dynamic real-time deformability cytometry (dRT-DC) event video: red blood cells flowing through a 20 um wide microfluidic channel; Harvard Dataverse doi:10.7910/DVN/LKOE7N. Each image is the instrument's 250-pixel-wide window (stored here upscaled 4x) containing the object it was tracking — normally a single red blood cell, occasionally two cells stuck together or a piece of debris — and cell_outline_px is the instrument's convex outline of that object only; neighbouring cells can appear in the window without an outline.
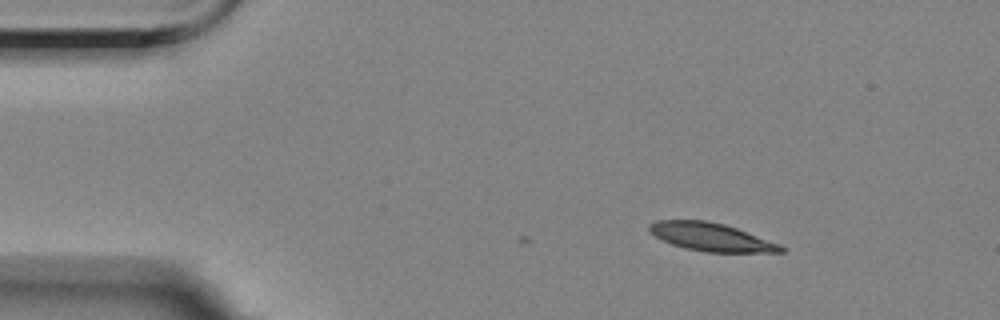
{"species": "Egyptian fruit bat (a non-hibernating species)", "species_latin": "Rousettus aegyptiacus", "temperature_condition": "room temperature", "stored_images_in_passage": 13, "camera_frame_rate_fps": 3000, "um_per_image_px": 0.085, "animal": {"sex": "female"}, "frame": {"image": 1, "passage_image": 1, "time_ms": 0.0, "image_size_px": [1000, 320], "cell_outline_px": [[788, 248], [784, 252], [704, 252], [684, 248], [672, 244], [648, 232], [648, 224], [656, 220], [708, 220], [724, 224], [736, 228], [780, 244]], "centroid_in_image_um": [60.44, 20.14], "position_along_channel_um": 24.6, "area_um2": 21.62}}
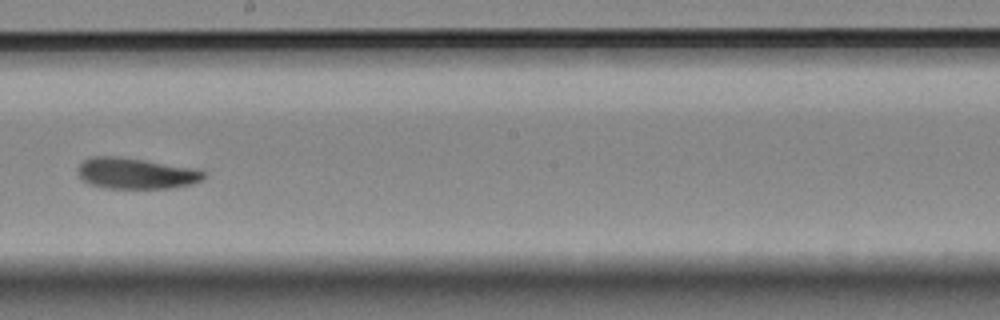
{"frame": {"image": 2, "passage_image": 7, "time_ms": 8.0, "image_size_px": [1000, 320], "cell_outline_px": [[204, 176], [200, 180], [192, 184], [168, 188], [104, 188], [80, 180], [80, 164], [88, 156], [116, 156], [144, 160], [192, 168], [204, 172]], "centroid_in_image_um": [11.51, 14.74], "position_along_channel_um": 236.7, "area_um2": 22.37}}
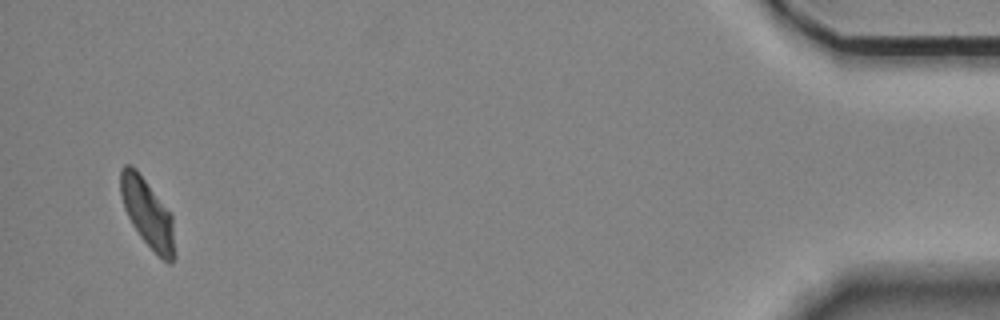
{"frame": {"image": 3, "passage_image": 13, "time_ms": 15.667, "image_size_px": [1000, 320], "cell_outline_px": [[176, 256], [172, 264], [168, 264], [140, 236], [132, 224], [124, 208], [120, 196], [120, 172], [124, 164], [132, 164], [136, 168], [172, 212], [176, 252]], "centroid_in_image_um": [12.57, 18.1], "position_along_channel_um": 422.6, "area_um2": 22.08}, "authors_computed_cell_mechanics": {"area_um2": 22.6576, "velocity_mm_per_s": 3.4842, "shape_relaxation_time_tau1_ms": 4.2984, "shape_relaxation_time_tau2_ms": 3.3528, "deformation_change_tau1": 0.1316, "deformation_change_tau2": 0.0939}}